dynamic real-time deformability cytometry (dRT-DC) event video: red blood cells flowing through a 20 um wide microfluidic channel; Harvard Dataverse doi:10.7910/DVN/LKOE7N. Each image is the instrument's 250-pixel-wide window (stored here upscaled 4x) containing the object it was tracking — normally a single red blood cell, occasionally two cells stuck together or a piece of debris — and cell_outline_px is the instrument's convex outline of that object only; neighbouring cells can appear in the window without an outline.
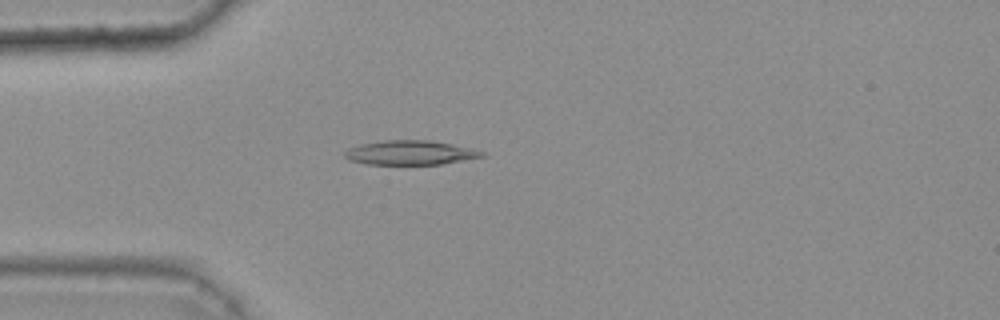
{"species": "common noctule bat (a hibernating species)", "species_latin": "Nyctalus noctula", "temperature_condition": "warm", "stored_images_in_passage": 47, "camera_frame_rate_fps": 3000, "um_per_image_px": 0.085, "animal": {"sex": "female", "body_mass_g": 25.1}, "frame": {"image": 1, "passage_image": 15, "time_ms": 4.667, "image_size_px": [1000, 320], "cell_outline_px": [[484, 156], [440, 164], [364, 164], [348, 160], [344, 156], [344, 152], [348, 148], [360, 144], [384, 140], [428, 140], [452, 144], [472, 148], [484, 152]], "centroid_in_image_um": [34.81, 12.97], "position_along_channel_um": 50.2, "area_um2": 19.36}}
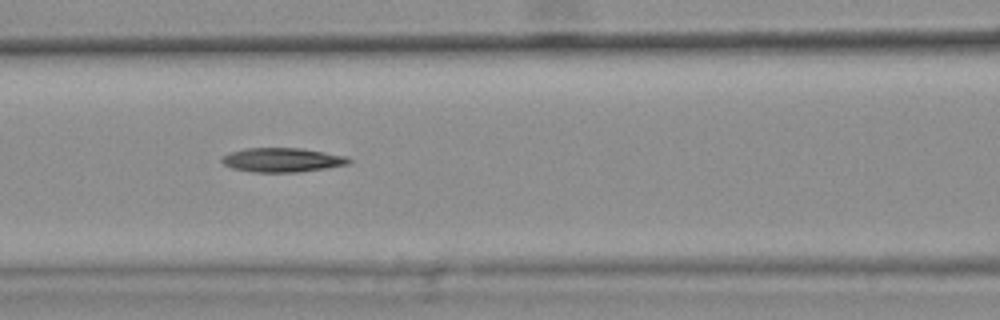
{"frame": {"image": 2, "passage_image": 23, "time_ms": 7.333, "image_size_px": [1000, 320], "cell_outline_px": [[352, 160], [348, 164], [328, 168], [300, 172], [252, 172], [232, 168], [224, 164], [220, 160], [224, 156], [232, 152], [244, 148], [300, 148], [348, 156]], "centroid_in_image_um": [24.02, 13.6], "position_along_channel_um": 142.6, "area_um2": 17.92}}
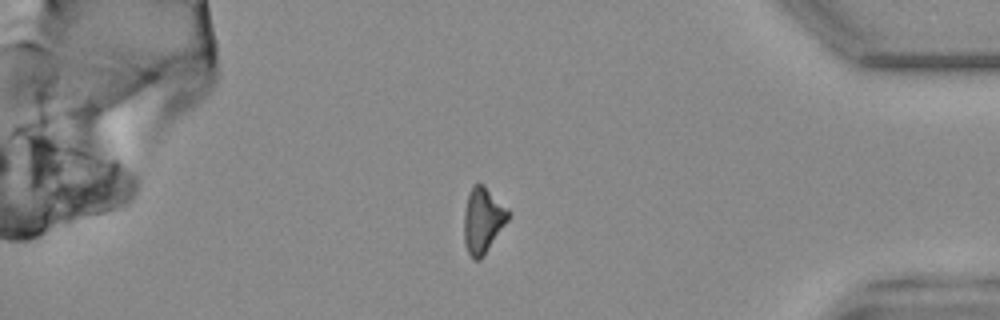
{"frame": {"image": 3, "passage_image": 45, "time_ms": 14.667, "image_size_px": [1000, 320], "cell_outline_px": [[512, 216], [484, 256], [480, 260], [472, 260], [464, 244], [464, 212], [468, 192], [472, 184], [484, 184], [512, 212]], "centroid_in_image_um": [41.07, 18.72], "position_along_channel_um": 394.1, "area_um2": 17.51}}